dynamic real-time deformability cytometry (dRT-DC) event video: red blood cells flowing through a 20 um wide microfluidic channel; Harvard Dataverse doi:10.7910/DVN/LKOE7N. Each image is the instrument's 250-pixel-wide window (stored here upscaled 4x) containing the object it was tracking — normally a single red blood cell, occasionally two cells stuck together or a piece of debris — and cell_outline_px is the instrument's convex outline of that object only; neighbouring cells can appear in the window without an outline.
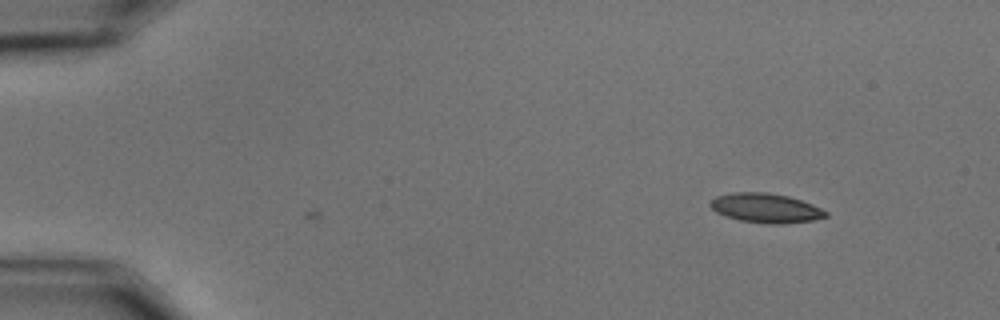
{"species": "common noctule bat (a hibernating species)", "species_latin": "Nyctalus noctula", "temperature_condition": "cold", "stored_images_in_passage": 5, "camera_frame_rate_fps": 3000, "um_per_image_px": 0.085, "animal": {"sex": "male", "body_mass_g": 15.6}, "frame": {"image": 1, "passage_image": 5, "time_ms": 1.333, "image_size_px": [1000, 320], "cell_outline_px": [[828, 216], [812, 220], [784, 224], [776, 224], [740, 220], [716, 212], [708, 204], [716, 196], [732, 192], [768, 192], [788, 196], [812, 204], [828, 212]], "centroid_in_image_um": [65.09, 17.67], "position_along_channel_um": 19.9, "area_um2": 19.59}}